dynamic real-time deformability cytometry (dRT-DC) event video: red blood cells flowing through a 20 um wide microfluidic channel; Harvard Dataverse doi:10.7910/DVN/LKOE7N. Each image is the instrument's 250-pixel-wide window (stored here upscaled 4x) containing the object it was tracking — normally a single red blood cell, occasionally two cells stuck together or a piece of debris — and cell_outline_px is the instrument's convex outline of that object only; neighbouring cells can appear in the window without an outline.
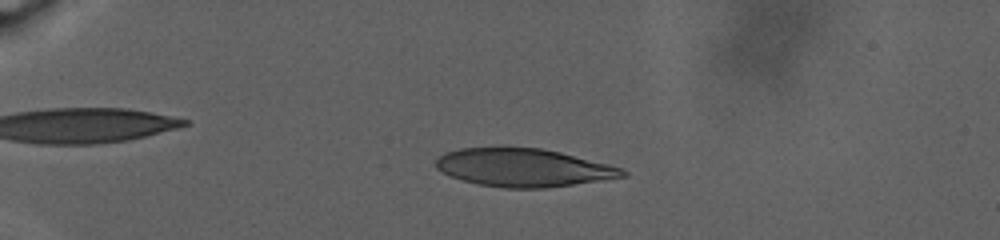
{"species": "human", "species_latin": "Homo sapiens", "temperature_condition": "warm", "stored_images_in_passage": 77, "camera_frame_rate_fps": 3000, "um_per_image_px": 0.085, "donor": {"sex": "male"}, "frame": {"image": 1, "passage_image": 10, "time_ms": 3.0, "image_size_px": [1000, 240], "cell_outline_px": [[628, 176], [604, 180], [544, 188], [504, 188], [480, 184], [464, 180], [452, 176], [436, 168], [436, 160], [444, 152], [460, 148], [504, 144], [540, 148], [560, 152], [624, 168], [628, 172]], "centroid_in_image_um": [44.49, 14.2], "position_along_channel_um": 40.5, "area_um2": 42.25}}
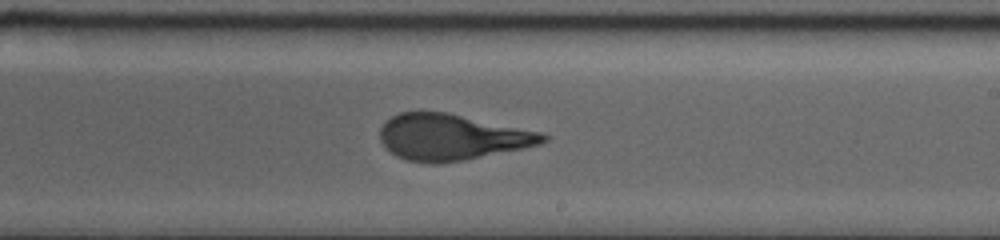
{"frame": {"image": 2, "passage_image": 45, "time_ms": 14.667, "image_size_px": [1000, 240], "cell_outline_px": [[548, 140], [540, 144], [524, 148], [464, 160], [440, 164], [428, 164], [404, 160], [396, 156], [380, 140], [380, 128], [392, 116], [400, 112], [448, 112], [544, 132], [548, 136]], "centroid_in_image_um": [38.43, 11.66], "position_along_channel_um": 250.6, "area_um2": 43.99}}
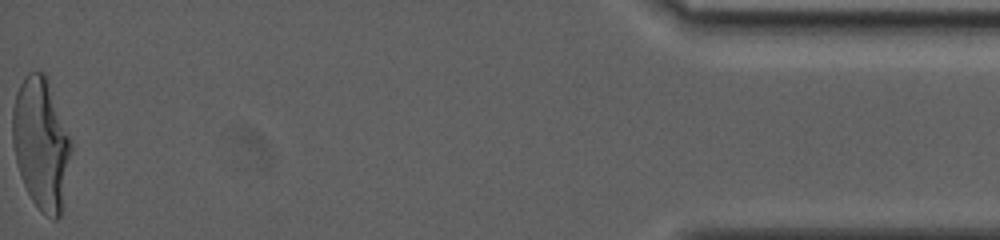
{"frame": {"image": 3, "passage_image": 77, "time_ms": 25.333, "image_size_px": [1000, 240], "cell_outline_px": [[72, 152], [60, 216], [56, 220], [52, 220], [40, 212], [32, 200], [20, 176], [16, 164], [12, 144], [12, 108], [16, 92], [24, 76], [28, 72], [44, 72], [72, 140]], "centroid_in_image_um": [3.49, 12.23], "position_along_channel_um": 431.7, "area_um2": 45.26}, "authors_computed_cell_mechanics": {"area_um2": 43.6968, "velocity_mm_per_s": 2.4053, "shape_relaxation_time_tau1_ms": 10.9727, "shape_relaxation_time_tau2_ms": 1.2744, "deformation_change_tau1": 0.3131, "deformation_change_tau2": 0.0968}}